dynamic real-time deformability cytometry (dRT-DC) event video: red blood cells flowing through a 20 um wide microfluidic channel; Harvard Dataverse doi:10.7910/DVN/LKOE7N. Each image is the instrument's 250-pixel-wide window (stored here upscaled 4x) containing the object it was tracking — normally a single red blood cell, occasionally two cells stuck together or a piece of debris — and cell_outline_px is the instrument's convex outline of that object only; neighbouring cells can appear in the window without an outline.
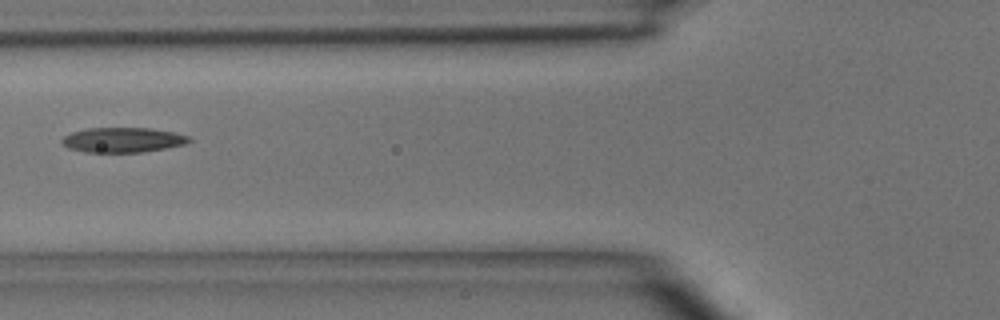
{"species": "common noctule bat (a hibernating species)", "species_latin": "Nyctalus noctula", "temperature_condition": "room temperature", "stored_images_in_passage": 3, "camera_frame_rate_fps": 3000, "um_per_image_px": 0.085, "animal": {"sex": "male", "body_mass_g": 15.6}, "frame": {"image": 1, "passage_image": 3, "time_ms": 2.333, "image_size_px": [1000, 320], "cell_outline_px": [[192, 140], [184, 144], [164, 148], [140, 152], [84, 152], [68, 148], [60, 140], [64, 136], [72, 132], [88, 128], [152, 128], [172, 132], [188, 136]], "centroid_in_image_um": [10.4, 11.89], "position_along_channel_um": 115.4, "area_um2": 18.26}}